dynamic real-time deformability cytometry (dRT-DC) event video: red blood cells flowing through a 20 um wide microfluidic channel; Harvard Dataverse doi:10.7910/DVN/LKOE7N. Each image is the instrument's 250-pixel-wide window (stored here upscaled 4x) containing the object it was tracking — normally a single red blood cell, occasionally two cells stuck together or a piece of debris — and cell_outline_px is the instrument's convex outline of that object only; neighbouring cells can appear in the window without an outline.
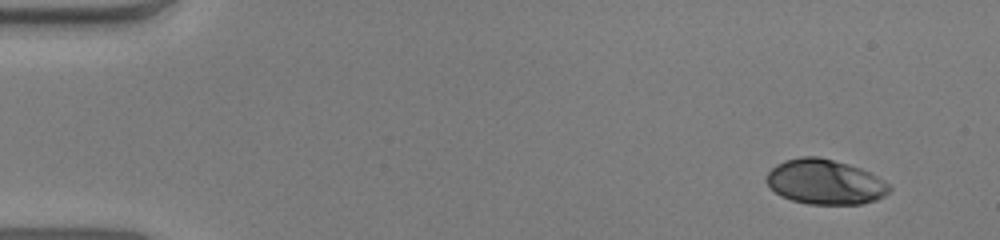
{"species": "human", "species_latin": "Homo sapiens", "temperature_condition": "warm", "stored_images_in_passage": 50, "camera_frame_rate_fps": 3000, "um_per_image_px": 0.085, "donor": {"sex": "male"}, "frame": {"image": 1, "passage_image": 1, "time_ms": 0.0, "image_size_px": [1000, 240], "cell_outline_px": [[892, 188], [884, 196], [876, 200], [860, 204], [808, 204], [792, 200], [780, 196], [764, 180], [768, 172], [776, 164], [784, 160], [800, 156], [816, 156], [848, 164], [860, 168], [876, 176], [888, 184]], "centroid_in_image_um": [70.1, 15.46], "position_along_channel_um": 14.9, "area_um2": 32.08}}
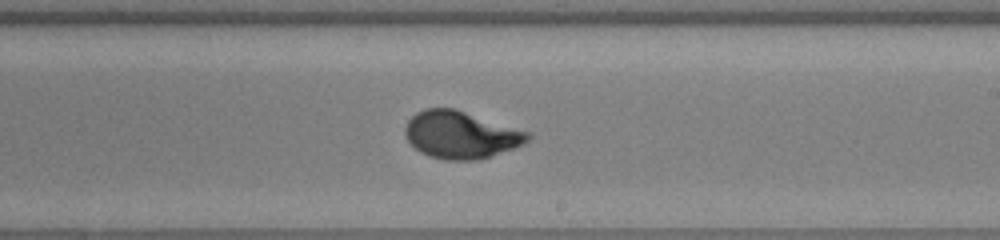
{"frame": {"image": 2, "passage_image": 29, "time_ms": 9.333, "image_size_px": [1000, 240], "cell_outline_px": [[532, 136], [524, 144], [476, 160], [444, 160], [428, 156], [420, 152], [408, 140], [404, 132], [404, 128], [408, 120], [416, 112], [424, 108], [452, 108], [532, 132]], "centroid_in_image_um": [39.16, 11.45], "position_along_channel_um": 249.8, "area_um2": 33.7}}
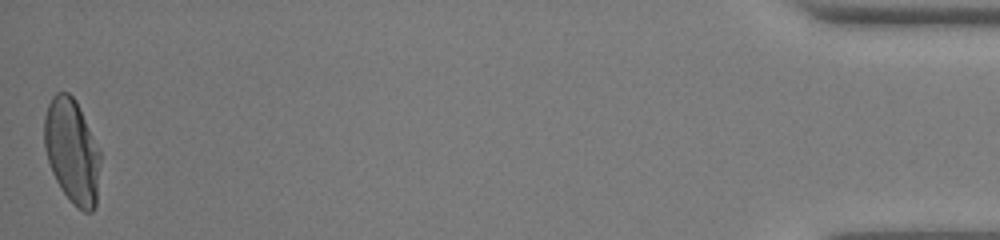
{"frame": {"image": 3, "passage_image": 50, "time_ms": 16.333, "image_size_px": [1000, 240], "cell_outline_px": [[100, 160], [96, 204], [92, 212], [84, 212], [76, 208], [72, 204], [60, 188], [52, 172], [44, 148], [44, 116], [48, 104], [52, 96], [56, 92], [68, 92], [76, 100], [100, 152]], "centroid_in_image_um": [6.1, 12.86], "position_along_channel_um": 429.1, "area_um2": 34.1}, "authors_computed_cell_mechanics": {"area_um2": 32.9171, "velocity_mm_per_s": 3.9045, "shape_relaxation_time_tau1_ms": 4.0539, "shape_relaxation_time_tau2_ms": null, "deformation_change_tau1": 0.2221, "deformation_change_tau2": null}}